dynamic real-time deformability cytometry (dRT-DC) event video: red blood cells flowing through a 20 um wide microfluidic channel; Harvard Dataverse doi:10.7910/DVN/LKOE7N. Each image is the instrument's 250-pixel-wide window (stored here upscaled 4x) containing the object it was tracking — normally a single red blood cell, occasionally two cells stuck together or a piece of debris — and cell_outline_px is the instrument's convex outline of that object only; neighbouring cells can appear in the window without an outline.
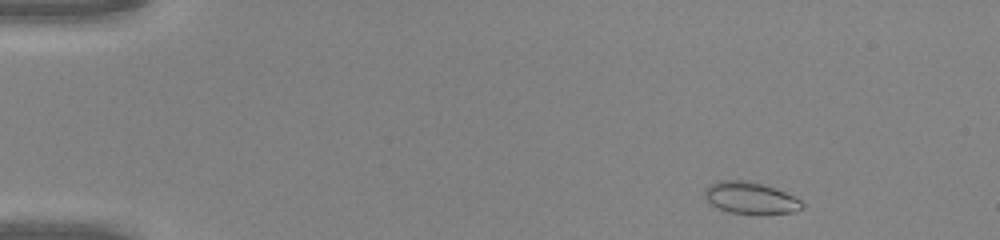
{"species": "common noctule bat (a hibernating species)", "species_latin": "Nyctalus noctula", "temperature_condition": "warm", "stored_images_in_passage": 45, "camera_frame_rate_fps": 3000, "um_per_image_px": 0.085, "animal": {"sex": "male", "body_mass_g": 20.0, "forearm_length_mm": 53.3}, "frame": {"image": 1, "passage_image": 2, "time_ms": 0.333, "image_size_px": [1000, 240], "cell_outline_px": [[804, 208], [796, 212], [756, 216], [728, 212], [708, 204], [704, 196], [704, 188], [708, 184], [720, 180], [748, 180], [784, 192], [800, 200], [804, 204]], "centroid_in_image_um": [63.75, 16.87], "position_along_channel_um": 21.2, "area_um2": 18.67}}
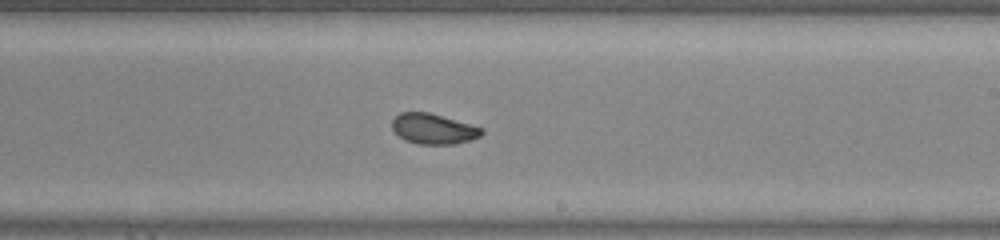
{"frame": {"image": 2, "passage_image": 26, "time_ms": 8.333, "image_size_px": [1000, 240], "cell_outline_px": [[484, 132], [480, 136], [472, 140], [456, 144], [420, 144], [404, 140], [392, 128], [392, 120], [400, 112], [428, 112], [472, 124], [484, 128]], "centroid_in_image_um": [36.88, 10.95], "position_along_channel_um": 252.1, "area_um2": 15.95}}
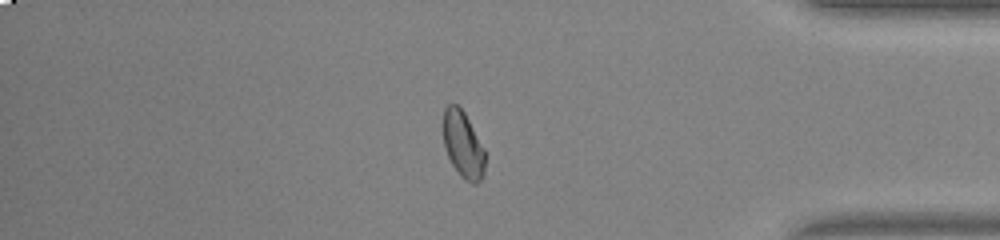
{"frame": {"image": 3, "passage_image": 38, "time_ms": 12.333, "image_size_px": [1000, 240], "cell_outline_px": [[484, 172], [480, 180], [476, 184], [472, 184], [464, 180], [460, 176], [452, 164], [444, 148], [444, 108], [448, 104], [456, 104], [464, 112], [484, 148]], "centroid_in_image_um": [39.35, 12.32], "position_along_channel_um": 395.8, "area_um2": 16.07}, "authors_computed_cell_mechanics": {"area_um2": 16.9932, "velocity_mm_per_s": 4.2067, "shape_relaxation_time_tau1_ms": 9.8324, "shape_relaxation_time_tau2_ms": 0.9026, "deformation_change_tau1": 0.1933, "deformation_change_tau2": 0.039}}